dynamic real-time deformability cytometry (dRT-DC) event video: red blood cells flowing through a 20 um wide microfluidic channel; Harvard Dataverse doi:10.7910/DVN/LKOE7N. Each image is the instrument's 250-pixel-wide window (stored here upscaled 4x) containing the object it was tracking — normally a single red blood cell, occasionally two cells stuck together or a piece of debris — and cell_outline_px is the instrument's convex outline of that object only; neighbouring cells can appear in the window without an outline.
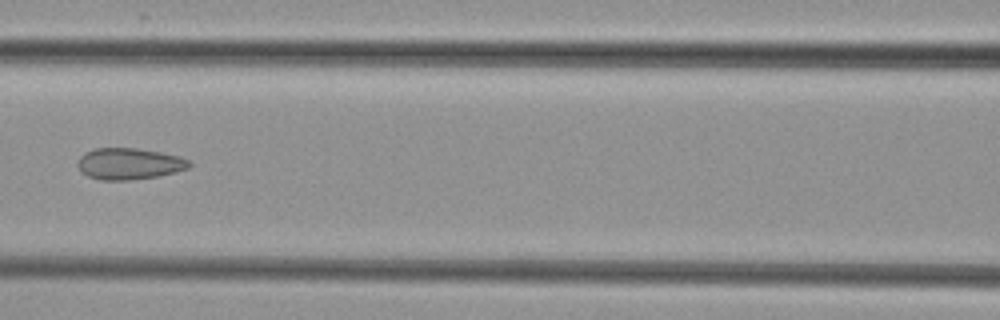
{"species": "common noctule bat (a hibernating species)", "species_latin": "Nyctalus noctula", "temperature_condition": "cold", "stored_images_in_passage": 6, "camera_frame_rate_fps": 3000, "um_per_image_px": 0.085, "animal": {"sex": "female", "body_mass_g": 29.2, "forearm_length_mm": 56.3}, "frame": {"image": 1, "passage_image": 5, "time_ms": 5.667, "image_size_px": [1000, 320], "cell_outline_px": [[192, 164], [188, 168], [176, 172], [160, 176], [128, 180], [100, 180], [88, 176], [80, 172], [76, 164], [80, 156], [84, 152], [96, 148], [136, 148], [160, 152], [180, 156], [192, 160]], "centroid_in_image_um": [10.98, 13.92], "position_along_channel_um": 155.6, "area_um2": 20.75}}
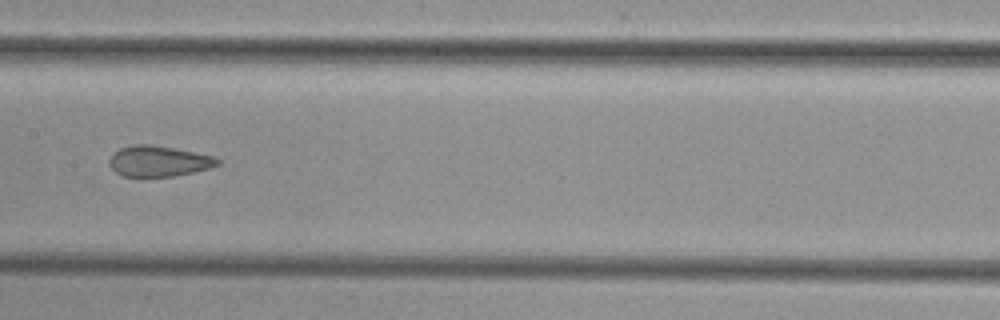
{"frame": {"image": 2, "passage_image": 6, "time_ms": 6.667, "image_size_px": [1000, 320], "cell_outline_px": [[220, 164], [208, 168], [192, 172], [172, 176], [124, 176], [116, 172], [108, 164], [108, 160], [112, 152], [120, 148], [132, 144], [148, 144], [172, 148], [212, 156], [220, 160]], "centroid_in_image_um": [13.42, 13.69], "position_along_channel_um": 194.0, "area_um2": 19.13}}